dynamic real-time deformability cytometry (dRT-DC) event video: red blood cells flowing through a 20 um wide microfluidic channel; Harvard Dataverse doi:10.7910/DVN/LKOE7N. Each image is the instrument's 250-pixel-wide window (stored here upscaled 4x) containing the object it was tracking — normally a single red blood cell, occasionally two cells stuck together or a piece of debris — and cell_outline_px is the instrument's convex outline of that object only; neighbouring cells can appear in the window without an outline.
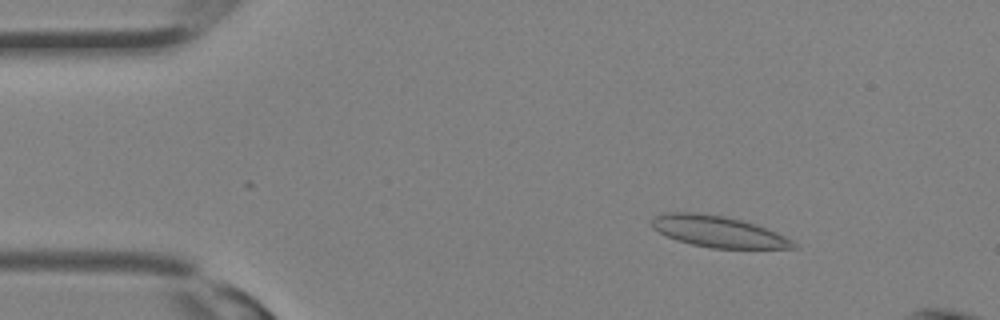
{"species": "Egyptian fruit bat (a non-hibernating species)", "species_latin": "Rousettus aegyptiacus", "temperature_condition": "room temperature", "stored_images_in_passage": 7, "camera_frame_rate_fps": 3000, "um_per_image_px": 0.085, "animal": {"sex": "female"}, "frame": {"image": 1, "passage_image": 1, "time_ms": 0.0, "image_size_px": [1000, 320], "cell_outline_px": [[800, 248], [712, 248], [692, 244], [676, 240], [652, 228], [652, 220], [656, 216], [668, 212], [692, 212], [724, 216], [744, 220], [756, 224], [776, 232], [792, 240]], "centroid_in_image_um": [61.07, 19.68], "position_along_channel_um": 23.9, "area_um2": 25.61}}